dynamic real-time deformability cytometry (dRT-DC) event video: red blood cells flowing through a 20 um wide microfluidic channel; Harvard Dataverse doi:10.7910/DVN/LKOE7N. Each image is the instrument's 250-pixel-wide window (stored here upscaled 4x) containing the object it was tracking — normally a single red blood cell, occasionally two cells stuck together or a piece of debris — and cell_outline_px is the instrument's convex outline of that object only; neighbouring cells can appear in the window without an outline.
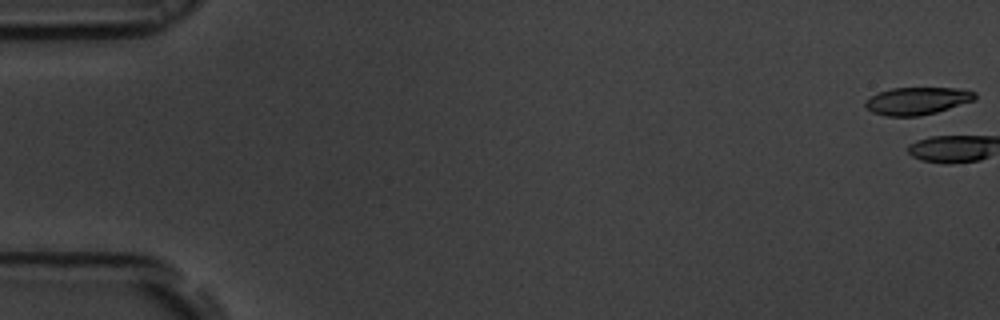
{"species": "common noctule bat (a hibernating species)", "species_latin": "Nyctalus noctula", "temperature_condition": "room temperature", "stored_images_in_passage": 2, "camera_frame_rate_fps": 3000, "um_per_image_px": 0.085, "animal": {"sex": "male", "body_mass_g": 19.5, "forearm_length_mm": 54.6}, "frame": {"image": 1, "passage_image": 1, "time_ms": 0.0, "image_size_px": [1000, 320], "cell_outline_px": [[976, 100], [936, 112], [920, 116], [888, 116], [872, 112], [864, 104], [864, 100], [880, 92], [892, 88], [956, 88], [976, 92]], "centroid_in_image_um": [77.97, 8.57], "position_along_channel_um": 7.0, "area_um2": 17.46}}